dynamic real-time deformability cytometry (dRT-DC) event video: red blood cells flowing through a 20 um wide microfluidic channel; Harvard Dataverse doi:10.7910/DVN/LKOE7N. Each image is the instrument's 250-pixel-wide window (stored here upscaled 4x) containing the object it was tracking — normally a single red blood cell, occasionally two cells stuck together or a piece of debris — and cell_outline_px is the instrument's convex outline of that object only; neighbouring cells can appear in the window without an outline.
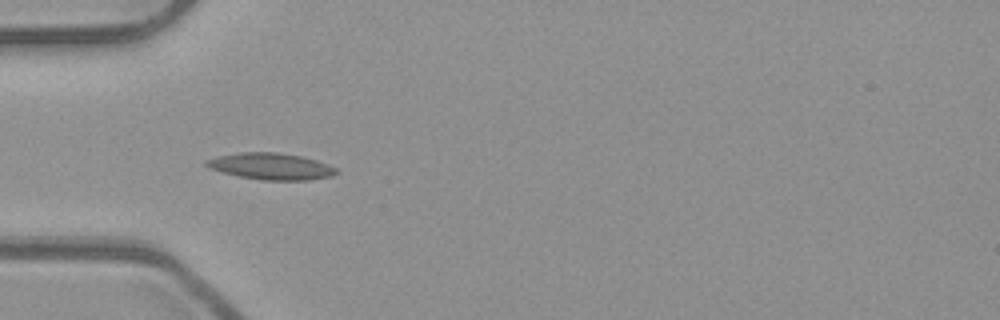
{"species": "common noctule bat (a hibernating species)", "species_latin": "Nyctalus noctula", "temperature_condition": "room temperature", "stored_images_in_passage": 10, "camera_frame_rate_fps": 3000, "um_per_image_px": 0.085, "animal": {"sex": "male", "body_mass_g": 23.1, "forearm_length_mm": 52.7}, "frame": {"image": 1, "passage_image": 4, "time_ms": 1.0, "image_size_px": [1000, 320], "cell_outline_px": [[340, 172], [332, 176], [308, 180], [260, 180], [240, 176], [208, 168], [204, 164], [204, 160], [216, 156], [240, 152], [276, 152], [300, 156], [316, 160], [328, 164], [336, 168]], "centroid_in_image_um": [23.02, 14.13], "position_along_channel_um": 62.0, "area_um2": 20.17}}
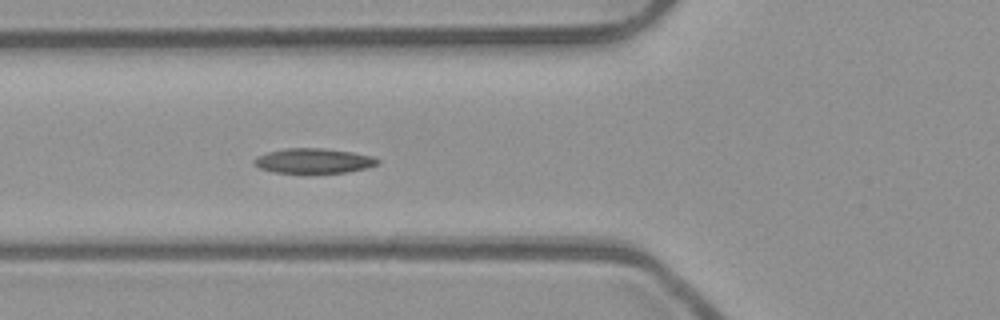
{"frame": {"image": 2, "passage_image": 7, "time_ms": 2.0, "image_size_px": [1000, 320], "cell_outline_px": [[380, 164], [368, 168], [348, 172], [272, 172], [260, 168], [252, 164], [252, 160], [256, 156], [268, 152], [284, 148], [324, 148], [352, 152], [372, 156], [380, 160]], "centroid_in_image_um": [26.65, 13.66], "position_along_channel_um": 99.1, "area_um2": 17.98}}